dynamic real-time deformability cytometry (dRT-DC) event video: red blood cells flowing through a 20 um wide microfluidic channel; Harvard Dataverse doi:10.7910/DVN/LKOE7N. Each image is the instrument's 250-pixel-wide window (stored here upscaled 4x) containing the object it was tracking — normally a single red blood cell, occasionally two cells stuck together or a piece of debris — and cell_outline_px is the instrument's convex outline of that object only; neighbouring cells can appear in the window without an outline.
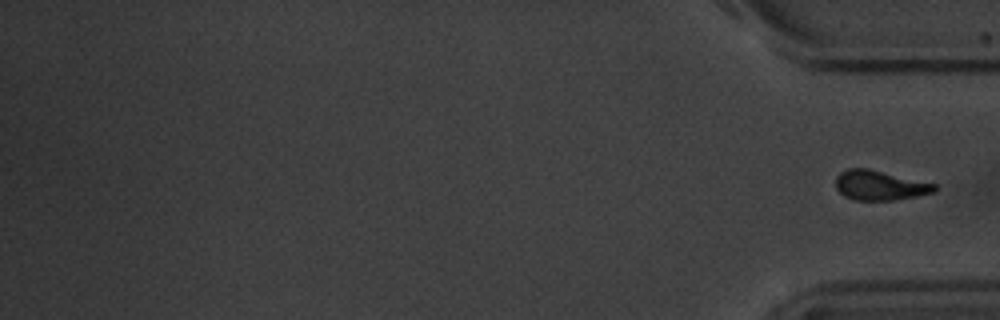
{"species": "common noctule bat (a hibernating species)", "species_latin": "Nyctalus noctula", "temperature_condition": "warm", "stored_images_in_passage": 17, "segment_of_instrument_passage": [2, 2], "camera_frame_rate_fps": 3000, "um_per_image_px": 0.085, "animal": {"sex": "male", "body_mass_g": 20.1, "forearm_length_mm": 53.5}, "frame": {"image": 1, "passage_image": 17, "time_ms": 20.667, "image_size_px": [1000, 320], "cell_outline_px": [[940, 188], [936, 192], [896, 200], [852, 200], [844, 196], [836, 188], [836, 176], [840, 172], [848, 168], [868, 168], [936, 184]], "centroid_in_image_um": [74.8, 15.76], "position_along_channel_um": 360.4, "area_um2": 17.28}}